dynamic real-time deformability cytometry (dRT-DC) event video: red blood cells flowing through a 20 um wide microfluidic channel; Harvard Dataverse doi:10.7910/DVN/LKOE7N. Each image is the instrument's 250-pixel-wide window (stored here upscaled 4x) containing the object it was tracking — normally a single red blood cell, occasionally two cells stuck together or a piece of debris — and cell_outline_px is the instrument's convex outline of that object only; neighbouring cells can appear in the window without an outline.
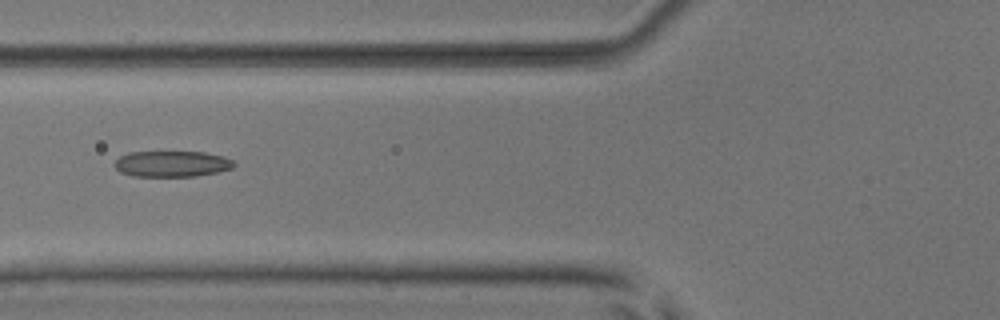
{"species": "common noctule bat (a hibernating species)", "species_latin": "Nyctalus noctula", "temperature_condition": "room temperature", "stored_images_in_passage": 7, "camera_frame_rate_fps": 3000, "um_per_image_px": 0.085, "animal": {"sex": "male", "body_mass_g": 17.9, "forearm_length_mm": 54.2}, "frame": {"image": 1, "passage_image": 6, "time_ms": 1.667, "image_size_px": [1000, 320], "cell_outline_px": [[236, 164], [232, 168], [220, 172], [196, 176], [132, 176], [120, 172], [112, 164], [120, 156], [128, 152], [204, 152], [224, 156], [232, 160]], "centroid_in_image_um": [14.61, 13.93], "position_along_channel_um": 111.2, "area_um2": 18.21}}
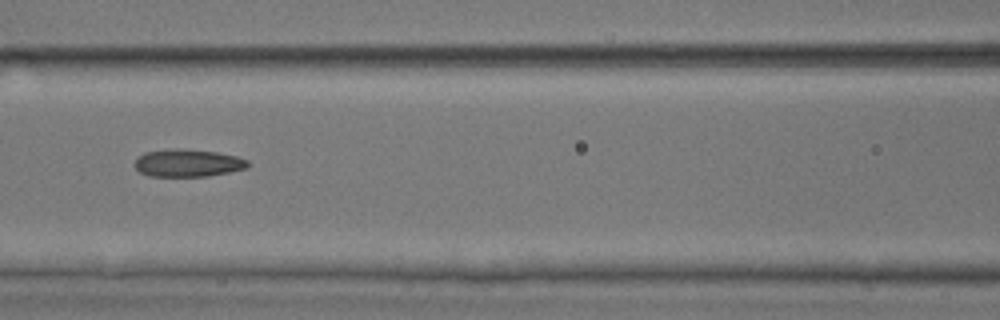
{"frame": {"image": 2, "passage_image": 7, "time_ms": 2.0, "image_size_px": [1000, 320], "cell_outline_px": [[248, 168], [208, 176], [148, 176], [140, 172], [132, 164], [136, 156], [144, 152], [172, 148], [176, 148], [216, 152], [236, 156], [248, 160]], "centroid_in_image_um": [15.9, 13.85], "position_along_channel_um": 150.7, "area_um2": 18.32}}